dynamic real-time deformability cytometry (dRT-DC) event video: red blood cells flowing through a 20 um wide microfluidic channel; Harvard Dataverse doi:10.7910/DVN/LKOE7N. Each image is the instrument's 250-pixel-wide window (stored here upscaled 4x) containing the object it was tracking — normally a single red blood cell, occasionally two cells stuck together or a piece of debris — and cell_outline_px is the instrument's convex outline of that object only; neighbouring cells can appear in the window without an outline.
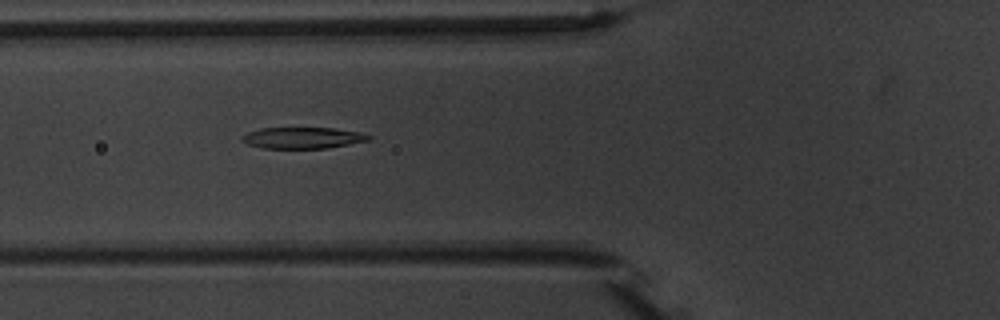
{"species": "common noctule bat (a hibernating species)", "species_latin": "Nyctalus noctula", "temperature_condition": "warm", "stored_images_in_passage": 4, "camera_frame_rate_fps": 3000, "um_per_image_px": 0.085, "animal": {"sex": "male", "body_mass_g": 20.1, "forearm_length_mm": 53.5}, "frame": {"image": 1, "passage_image": 4, "time_ms": 3.333, "image_size_px": [1000, 320], "cell_outline_px": [[372, 136], [368, 140], [328, 148], [260, 148], [248, 144], [240, 136], [248, 132], [260, 128], [332, 128], [360, 132]], "centroid_in_image_um": [25.71, 11.71], "position_along_channel_um": 100.1, "area_um2": 15.55}}